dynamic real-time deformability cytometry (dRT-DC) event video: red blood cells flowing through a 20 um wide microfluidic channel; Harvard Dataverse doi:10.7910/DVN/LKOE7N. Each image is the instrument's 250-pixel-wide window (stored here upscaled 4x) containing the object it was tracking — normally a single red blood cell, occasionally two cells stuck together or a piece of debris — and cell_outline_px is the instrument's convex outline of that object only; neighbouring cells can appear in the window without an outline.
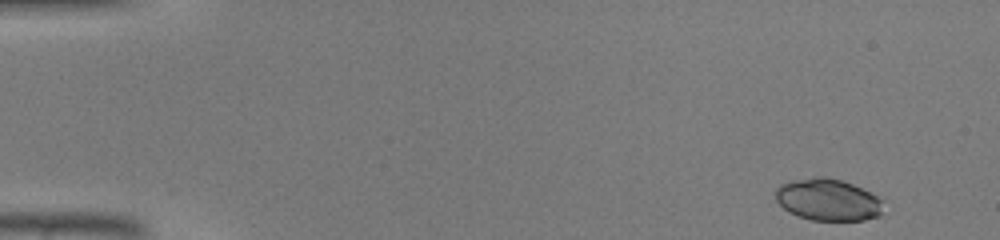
{"species": "common noctule bat (a hibernating species)", "species_latin": "Nyctalus noctula", "temperature_condition": "warm", "stored_images_in_passage": 42, "camera_frame_rate_fps": 3000, "um_per_image_px": 0.085, "animal": {"sex": "male", "body_mass_g": 19.0, "forearm_length_mm": 50.8}, "frame": {"image": 1, "passage_image": 2, "time_ms": 0.333, "image_size_px": [1000, 240], "cell_outline_px": [[888, 200], [880, 216], [864, 220], [812, 220], [788, 212], [776, 200], [776, 188], [780, 184], [792, 180], [812, 176], [824, 176], [840, 180], [852, 184]], "centroid_in_image_um": [70.44, 16.97], "position_along_channel_um": 14.6, "area_um2": 26.76}}
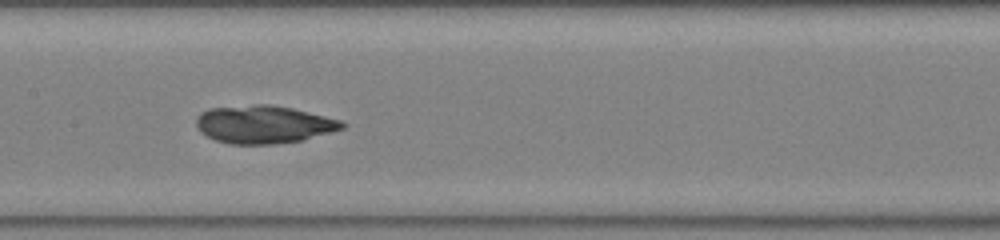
{"frame": {"image": 2, "passage_image": 22, "time_ms": 7.0, "image_size_px": [1000, 240], "cell_outline_px": [[348, 124], [344, 128], [332, 132], [304, 140], [272, 144], [228, 144], [216, 140], [200, 132], [196, 124], [196, 116], [200, 112], [212, 108], [252, 104], [268, 104], [292, 108], [340, 120]], "centroid_in_image_um": [22.41, 10.57], "position_along_channel_um": 185.0, "area_um2": 32.31}}
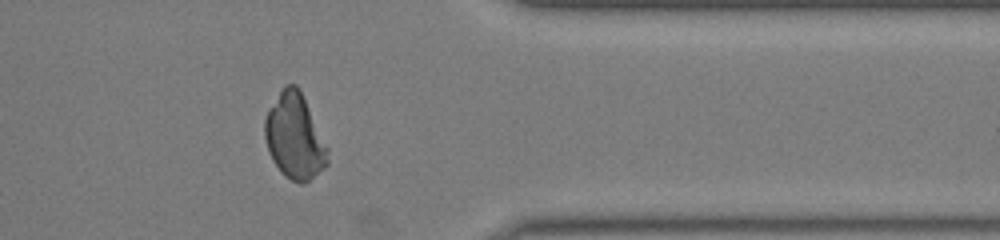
{"frame": {"image": 3, "passage_image": 36, "time_ms": 11.667, "image_size_px": [1000, 240], "cell_outline_px": [[328, 164], [324, 168], [304, 184], [300, 184], [284, 176], [272, 160], [268, 152], [264, 136], [264, 120], [268, 108], [284, 84], [296, 84], [300, 88], [328, 148]], "centroid_in_image_um": [25.03, 11.58], "position_along_channel_um": 386.4, "area_um2": 31.56}}